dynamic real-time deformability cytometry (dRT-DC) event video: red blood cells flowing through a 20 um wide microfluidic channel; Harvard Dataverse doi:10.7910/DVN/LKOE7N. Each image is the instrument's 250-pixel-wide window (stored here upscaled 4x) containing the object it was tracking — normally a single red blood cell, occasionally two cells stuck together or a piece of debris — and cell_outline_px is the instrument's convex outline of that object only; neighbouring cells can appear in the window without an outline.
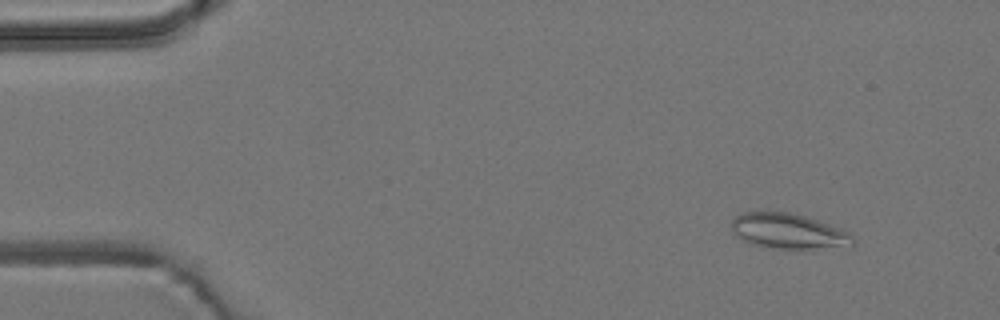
{"species": "common noctule bat (a hibernating species)", "species_latin": "Nyctalus noctula", "temperature_condition": "room temperature", "stored_images_in_passage": 6, "camera_frame_rate_fps": 3000, "um_per_image_px": 0.085, "animal": {"sex": "male", "body_mass_g": 19.2, "forearm_length_mm": 51.8}, "frame": {"image": 1, "passage_image": 2, "time_ms": 1.333, "image_size_px": [1000, 320], "cell_outline_px": [[856, 244], [812, 248], [764, 248], [748, 244], [736, 236], [732, 228], [732, 220], [740, 212], [788, 212], [804, 216], [828, 224], [848, 232], [856, 240]], "centroid_in_image_um": [66.93, 19.65], "position_along_channel_um": 18.1, "area_um2": 24.68}}